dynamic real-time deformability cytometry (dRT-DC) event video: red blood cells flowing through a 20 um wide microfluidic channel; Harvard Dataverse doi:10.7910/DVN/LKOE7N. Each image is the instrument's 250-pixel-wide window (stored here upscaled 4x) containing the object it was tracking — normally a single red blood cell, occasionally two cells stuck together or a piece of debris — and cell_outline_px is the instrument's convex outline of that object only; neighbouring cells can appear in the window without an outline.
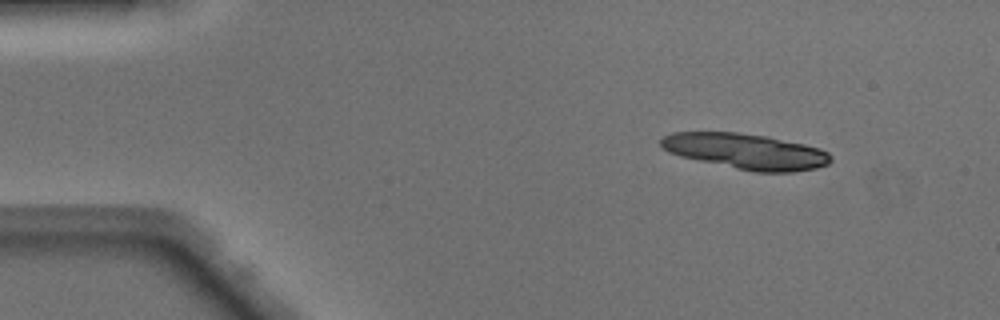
{"species": "Egyptian fruit bat (a non-hibernating species)", "species_latin": "Rousettus aegyptiacus", "temperature_condition": "warm", "stored_images_in_passage": 22, "camera_frame_rate_fps": 3000, "um_per_image_px": 0.085, "animal": {"sex": "male"}, "frame": {"image": 1, "passage_image": 1, "time_ms": 0.0, "image_size_px": [1000, 320], "cell_outline_px": [[832, 160], [828, 164], [816, 168], [792, 172], [752, 172], [680, 156], [668, 152], [660, 144], [660, 140], [664, 136], [672, 132], [740, 132], [768, 136], [804, 144], [820, 148], [828, 152], [832, 156]], "centroid_in_image_um": [63.42, 12.86], "position_along_channel_um": 21.6, "area_um2": 35.37}}
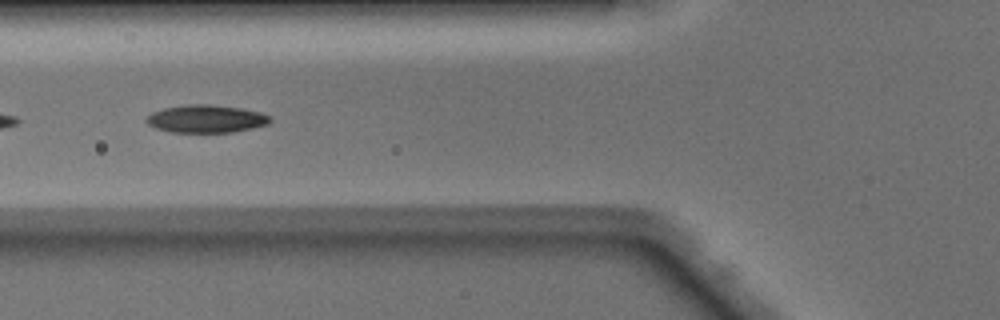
{"frame": {"image": 2, "passage_image": 14, "time_ms": 4.333, "image_size_px": [1000, 320], "cell_outline_px": [[272, 120], [268, 124], [252, 128], [232, 132], [172, 132], [156, 128], [148, 124], [144, 120], [152, 112], [164, 108], [184, 104], [208, 104], [240, 108], [260, 112], [272, 116]], "centroid_in_image_um": [17.53, 10.09], "position_along_channel_um": 108.3, "area_um2": 20.06}}
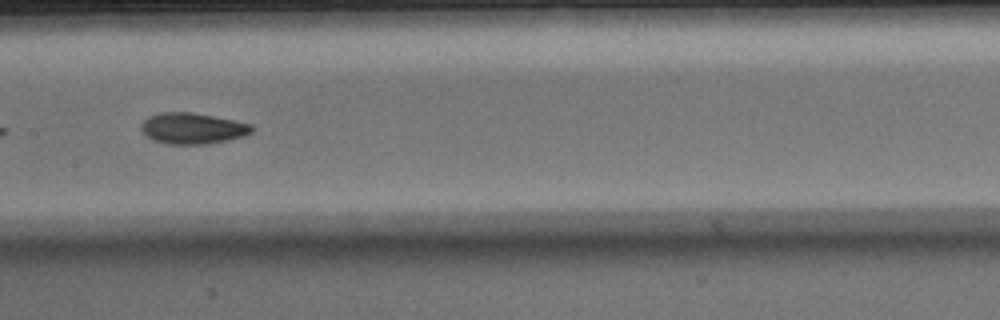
{"frame": {"image": 3, "passage_image": 20, "time_ms": 6.333, "image_size_px": [1000, 320], "cell_outline_px": [[256, 128], [252, 132], [244, 136], [228, 140], [208, 144], [168, 144], [156, 140], [148, 136], [140, 128], [140, 124], [148, 116], [160, 112], [192, 112], [252, 124]], "centroid_in_image_um": [16.39, 10.9], "position_along_channel_um": 191.0, "area_um2": 20.0}}